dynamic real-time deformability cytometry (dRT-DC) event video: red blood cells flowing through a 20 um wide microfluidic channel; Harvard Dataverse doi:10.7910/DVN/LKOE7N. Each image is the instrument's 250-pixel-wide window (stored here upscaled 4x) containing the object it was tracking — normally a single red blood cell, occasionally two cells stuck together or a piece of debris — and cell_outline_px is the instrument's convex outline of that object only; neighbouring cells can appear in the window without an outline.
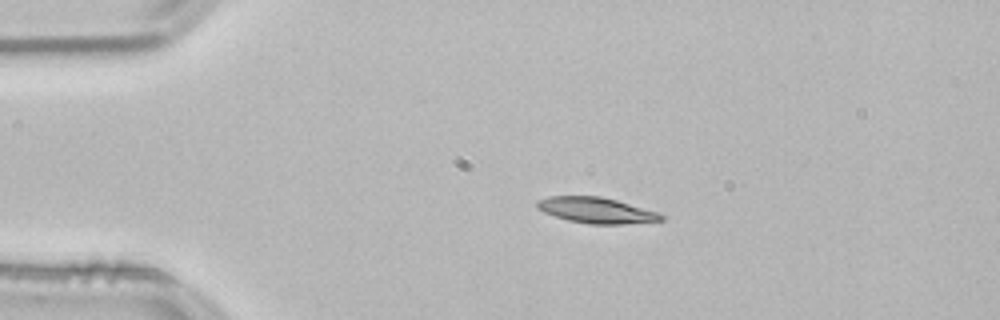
{"species": "common noctule bat (a hibernating species)", "species_latin": "Nyctalus noctula", "temperature_condition": "room temperature", "stored_images_in_passage": 43, "camera_frame_rate_fps": 3000, "um_per_image_px": 0.085, "animal": {"sex": "male", "body_mass_g": 21.5, "forearm_length_mm": 52.0}, "frame": {"image": 1, "passage_image": 1, "time_ms": 0.0, "image_size_px": [1000, 320], "cell_outline_px": [[664, 220], [624, 224], [588, 224], [568, 220], [544, 212], [536, 208], [536, 200], [548, 196], [600, 196], [616, 200], [656, 212], [664, 216]], "centroid_in_image_um": [50.63, 17.87], "position_along_channel_um": 34.4, "area_um2": 18.5}}
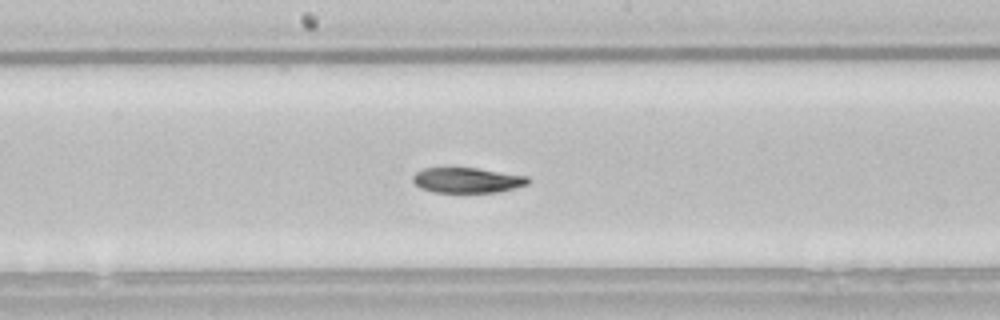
{"frame": {"image": 2, "passage_image": 18, "time_ms": 5.667, "image_size_px": [1000, 320], "cell_outline_px": [[532, 180], [528, 184], [500, 192], [436, 192], [420, 188], [412, 180], [412, 176], [416, 172], [424, 168], [476, 168], [528, 176]], "centroid_in_image_um": [39.74, 15.32], "position_along_channel_um": 208.5, "area_um2": 16.94}}
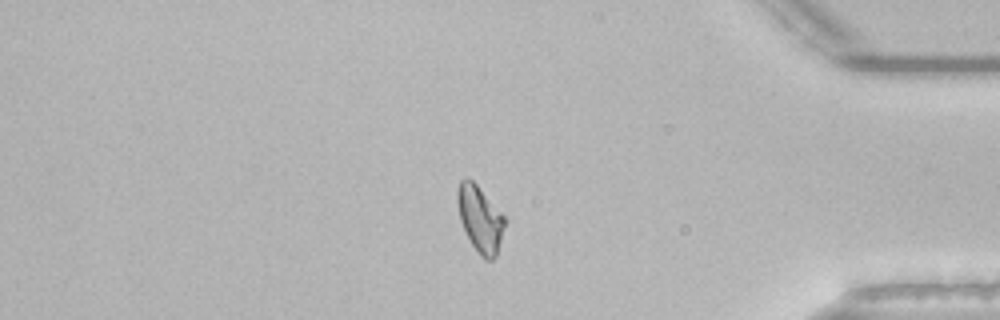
{"frame": {"image": 3, "passage_image": 35, "time_ms": 11.333, "image_size_px": [1000, 320], "cell_outline_px": [[504, 224], [496, 256], [492, 260], [484, 260], [480, 256], [472, 244], [460, 220], [456, 200], [456, 192], [460, 180], [464, 176], [468, 176], [476, 184], [504, 216]], "centroid_in_image_um": [40.76, 18.57], "position_along_channel_um": 394.4, "area_um2": 17.98}, "authors_computed_cell_mechanics": {"area_um2": 18.3804, "velocity_mm_per_s": 3.8186, "shape_relaxation_time_tau1_ms": 8.9652, "shape_relaxation_time_tau2_ms": null, "deformation_change_tau1": 0.2224, "deformation_change_tau2": null}}